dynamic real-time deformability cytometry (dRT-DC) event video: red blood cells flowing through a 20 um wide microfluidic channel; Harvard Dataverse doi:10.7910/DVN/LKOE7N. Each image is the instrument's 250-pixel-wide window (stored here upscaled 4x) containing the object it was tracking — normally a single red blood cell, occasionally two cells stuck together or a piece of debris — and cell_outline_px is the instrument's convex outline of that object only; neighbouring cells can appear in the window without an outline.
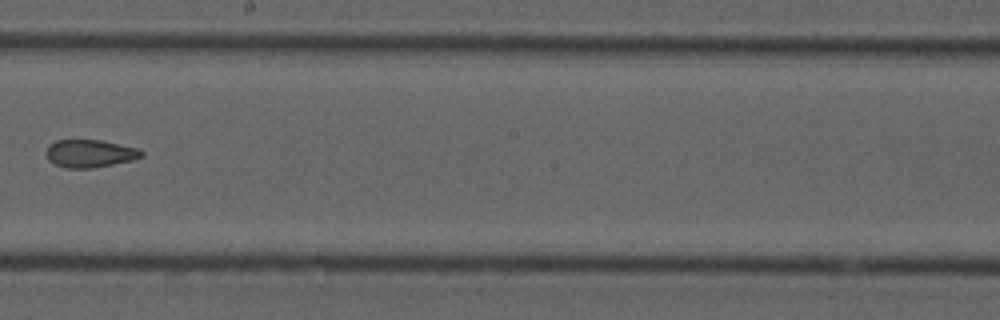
{"species": "common noctule bat (a hibernating species)", "species_latin": "Nyctalus noctula", "temperature_condition": "cold", "stored_images_in_passage": 9, "camera_frame_rate_fps": 3000, "um_per_image_px": 0.085, "animal": {"sex": "male", "forearm_length_mm": 52.5}, "frame": {"image": 1, "passage_image": 9, "time_ms": 2.667, "image_size_px": [1000, 320], "cell_outline_px": [[144, 156], [132, 160], [92, 168], [64, 168], [48, 160], [44, 152], [48, 144], [56, 140], [100, 140], [140, 148], [144, 152]], "centroid_in_image_um": [7.63, 13.04], "position_along_channel_um": 240.6, "area_um2": 15.61}}